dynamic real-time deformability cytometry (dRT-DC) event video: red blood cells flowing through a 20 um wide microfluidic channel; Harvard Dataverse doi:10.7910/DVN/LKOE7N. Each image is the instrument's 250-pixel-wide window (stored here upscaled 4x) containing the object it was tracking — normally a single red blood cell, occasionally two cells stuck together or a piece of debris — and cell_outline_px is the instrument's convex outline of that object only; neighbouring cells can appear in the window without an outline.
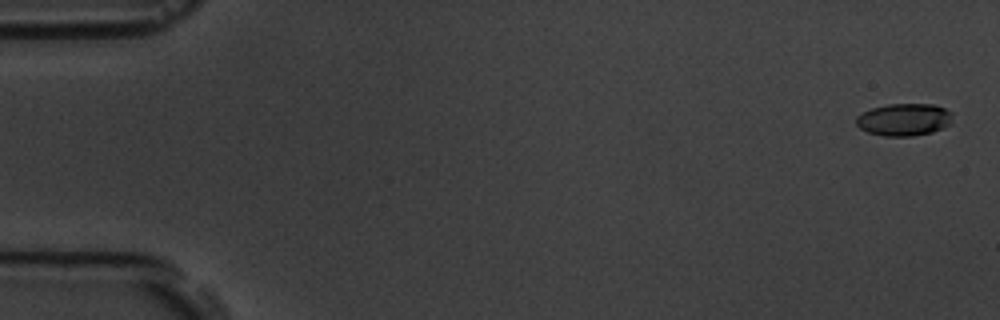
{"species": "common noctule bat (a hibernating species)", "species_latin": "Nyctalus noctula", "temperature_condition": "room temperature", "stored_images_in_passage": 5, "camera_frame_rate_fps": 3000, "um_per_image_px": 0.085, "animal": {"sex": "male", "body_mass_g": 19.5, "forearm_length_mm": 54.6}, "frame": {"image": 1, "passage_image": 1, "time_ms": 0.0, "image_size_px": [1000, 320], "cell_outline_px": [[952, 112], [948, 124], [932, 132], [912, 136], [884, 136], [868, 132], [860, 128], [856, 124], [856, 116], [872, 108], [888, 104], [932, 104], [944, 108]], "centroid_in_image_um": [76.8, 10.16], "position_along_channel_um": 8.2, "area_um2": 17.92}}
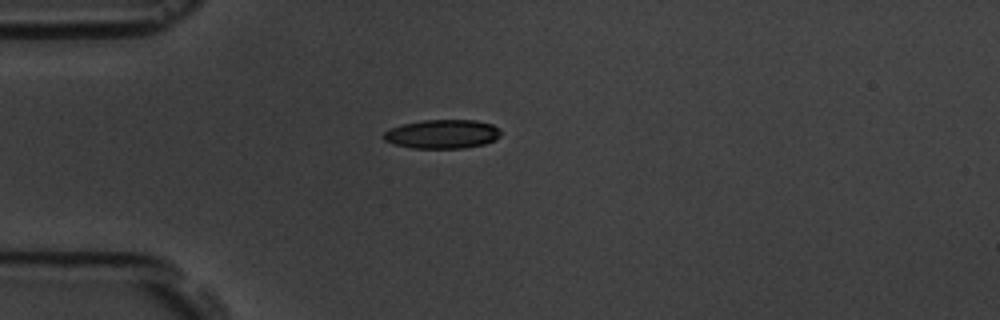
{"frame": {"image": 2, "passage_image": 5, "time_ms": 4.667, "image_size_px": [1000, 320], "cell_outline_px": [[500, 136], [484, 144], [464, 148], [412, 148], [396, 144], [384, 140], [380, 136], [384, 132], [392, 128], [404, 124], [424, 120], [476, 120], [492, 124], [500, 132]], "centroid_in_image_um": [37.57, 11.39], "position_along_channel_um": 47.4, "area_um2": 19.54}}